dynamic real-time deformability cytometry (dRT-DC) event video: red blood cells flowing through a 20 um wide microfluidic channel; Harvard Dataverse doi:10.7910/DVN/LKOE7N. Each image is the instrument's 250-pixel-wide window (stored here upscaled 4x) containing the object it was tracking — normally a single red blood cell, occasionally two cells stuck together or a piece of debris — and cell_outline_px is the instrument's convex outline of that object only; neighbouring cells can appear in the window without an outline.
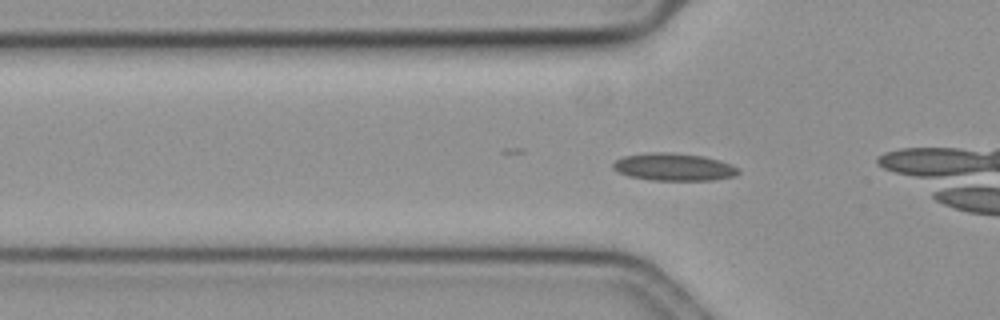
{"species": "common noctule bat (a hibernating species)", "species_latin": "Nyctalus noctula", "temperature_condition": "cold", "stored_images_in_passage": 13, "camera_frame_rate_fps": 3000, "um_per_image_px": 0.085, "animal": {"sex": "female", "body_mass_g": 19.3, "forearm_length_mm": 54.1}, "frame": {"image": 1, "passage_image": 6, "time_ms": 1.667, "image_size_px": [1000, 320], "cell_outline_px": [[740, 172], [736, 176], [712, 180], [648, 180], [628, 176], [616, 172], [612, 168], [612, 164], [616, 160], [624, 156], [652, 152], [664, 152], [704, 156], [720, 160], [740, 168]], "centroid_in_image_um": [57.27, 14.2], "position_along_channel_um": 68.5, "area_um2": 20.23}}
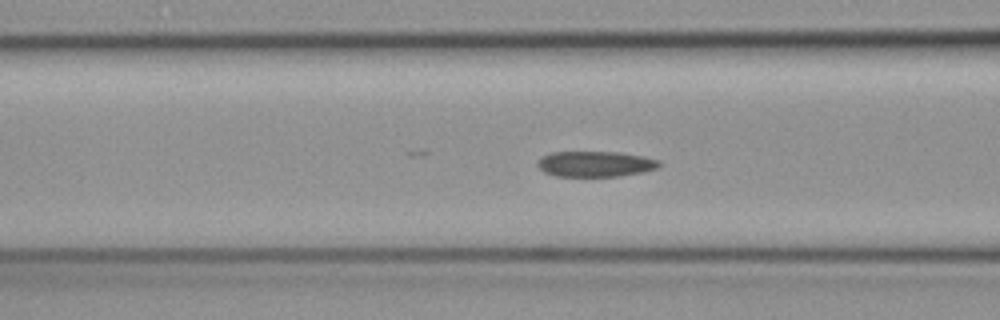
{"frame": {"image": 2, "passage_image": 10, "time_ms": 3.0, "image_size_px": [1000, 320], "cell_outline_px": [[660, 168], [644, 172], [620, 176], [556, 176], [544, 172], [536, 164], [544, 156], [552, 152], [620, 152], [644, 156], [660, 160]], "centroid_in_image_um": [50.67, 13.94], "position_along_channel_um": 115.9, "area_um2": 18.21}}